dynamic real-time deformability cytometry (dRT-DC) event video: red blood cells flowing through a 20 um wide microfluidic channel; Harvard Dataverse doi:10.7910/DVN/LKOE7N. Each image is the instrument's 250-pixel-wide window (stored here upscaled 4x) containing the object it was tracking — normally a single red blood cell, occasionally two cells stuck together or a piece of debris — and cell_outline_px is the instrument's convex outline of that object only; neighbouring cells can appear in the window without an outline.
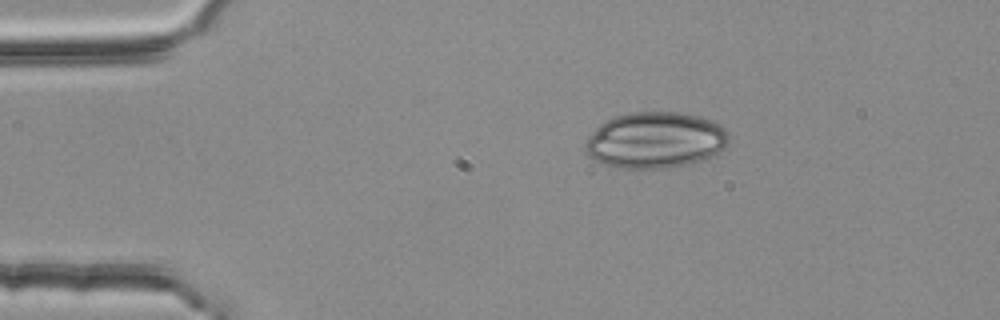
{"species": "common noctule bat (a hibernating species)", "species_latin": "Nyctalus noctula", "temperature_condition": "room temperature", "stored_images_in_passage": 2, "camera_frame_rate_fps": 3000, "um_per_image_px": 0.085, "animal": {"sex": "female", "body_mass_g": 25.1}, "frame": {"image": 1, "passage_image": 1, "time_ms": 0.0, "image_size_px": [1000, 320], "cell_outline_px": [[728, 144], [724, 148], [700, 160], [688, 164], [668, 168], [612, 168], [588, 156], [584, 148], [584, 144], [588, 136], [604, 120], [616, 116], [632, 112], [680, 112], [704, 116], [720, 124], [728, 132]], "centroid_in_image_um": [55.68, 11.9], "position_along_channel_um": 29.3, "area_um2": 47.28}}